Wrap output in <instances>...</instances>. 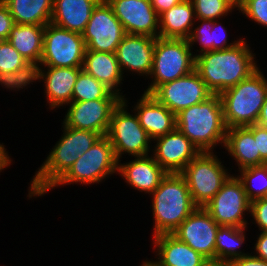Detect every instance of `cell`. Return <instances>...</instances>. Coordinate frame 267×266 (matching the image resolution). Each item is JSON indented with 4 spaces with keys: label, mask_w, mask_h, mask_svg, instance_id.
I'll use <instances>...</instances> for the list:
<instances>
[{
    "label": "cell",
    "mask_w": 267,
    "mask_h": 266,
    "mask_svg": "<svg viewBox=\"0 0 267 266\" xmlns=\"http://www.w3.org/2000/svg\"><path fill=\"white\" fill-rule=\"evenodd\" d=\"M246 39L225 50H212L195 56V70L214 94H221L249 77L259 67Z\"/></svg>",
    "instance_id": "6da1fadb"
},
{
    "label": "cell",
    "mask_w": 267,
    "mask_h": 266,
    "mask_svg": "<svg viewBox=\"0 0 267 266\" xmlns=\"http://www.w3.org/2000/svg\"><path fill=\"white\" fill-rule=\"evenodd\" d=\"M63 134L33 176L28 198L42 197L68 171L79 156L88 151L101 136L90 130L62 125Z\"/></svg>",
    "instance_id": "7a4b0ae2"
},
{
    "label": "cell",
    "mask_w": 267,
    "mask_h": 266,
    "mask_svg": "<svg viewBox=\"0 0 267 266\" xmlns=\"http://www.w3.org/2000/svg\"><path fill=\"white\" fill-rule=\"evenodd\" d=\"M179 129L200 152H213L216 146L224 147L227 127L219 94L192 105L176 114Z\"/></svg>",
    "instance_id": "3957f363"
},
{
    "label": "cell",
    "mask_w": 267,
    "mask_h": 266,
    "mask_svg": "<svg viewBox=\"0 0 267 266\" xmlns=\"http://www.w3.org/2000/svg\"><path fill=\"white\" fill-rule=\"evenodd\" d=\"M151 195L153 237L159 234H172L198 207L181 173H167Z\"/></svg>",
    "instance_id": "277c9868"
},
{
    "label": "cell",
    "mask_w": 267,
    "mask_h": 266,
    "mask_svg": "<svg viewBox=\"0 0 267 266\" xmlns=\"http://www.w3.org/2000/svg\"><path fill=\"white\" fill-rule=\"evenodd\" d=\"M259 68L220 94L227 128L256 124L267 96V77Z\"/></svg>",
    "instance_id": "5b68a950"
},
{
    "label": "cell",
    "mask_w": 267,
    "mask_h": 266,
    "mask_svg": "<svg viewBox=\"0 0 267 266\" xmlns=\"http://www.w3.org/2000/svg\"><path fill=\"white\" fill-rule=\"evenodd\" d=\"M195 56L188 39L156 38L149 76L152 81L144 93L152 94L160 85L194 71Z\"/></svg>",
    "instance_id": "8992f818"
},
{
    "label": "cell",
    "mask_w": 267,
    "mask_h": 266,
    "mask_svg": "<svg viewBox=\"0 0 267 266\" xmlns=\"http://www.w3.org/2000/svg\"><path fill=\"white\" fill-rule=\"evenodd\" d=\"M118 173V161L113 146L106 135L82 153L68 171L49 189L71 184H99L106 177Z\"/></svg>",
    "instance_id": "52a82bcc"
},
{
    "label": "cell",
    "mask_w": 267,
    "mask_h": 266,
    "mask_svg": "<svg viewBox=\"0 0 267 266\" xmlns=\"http://www.w3.org/2000/svg\"><path fill=\"white\" fill-rule=\"evenodd\" d=\"M127 98L114 109L106 136L113 146L115 157L120 161L125 153L130 156H147L152 151L153 140L140 125L137 115L128 112ZM152 141V142H151ZM151 147V148H150Z\"/></svg>",
    "instance_id": "ba28073f"
},
{
    "label": "cell",
    "mask_w": 267,
    "mask_h": 266,
    "mask_svg": "<svg viewBox=\"0 0 267 266\" xmlns=\"http://www.w3.org/2000/svg\"><path fill=\"white\" fill-rule=\"evenodd\" d=\"M225 168L214 152H200L181 172L198 207L205 206L231 176Z\"/></svg>",
    "instance_id": "9c48e42d"
},
{
    "label": "cell",
    "mask_w": 267,
    "mask_h": 266,
    "mask_svg": "<svg viewBox=\"0 0 267 266\" xmlns=\"http://www.w3.org/2000/svg\"><path fill=\"white\" fill-rule=\"evenodd\" d=\"M86 44L80 33L53 23L45 25L43 54L39 66L83 67Z\"/></svg>",
    "instance_id": "30bf717a"
},
{
    "label": "cell",
    "mask_w": 267,
    "mask_h": 266,
    "mask_svg": "<svg viewBox=\"0 0 267 266\" xmlns=\"http://www.w3.org/2000/svg\"><path fill=\"white\" fill-rule=\"evenodd\" d=\"M203 208L220 226L247 227L244 218L250 214L251 201L248 199L241 181L234 174ZM244 216V217H243Z\"/></svg>",
    "instance_id": "8fae6325"
},
{
    "label": "cell",
    "mask_w": 267,
    "mask_h": 266,
    "mask_svg": "<svg viewBox=\"0 0 267 266\" xmlns=\"http://www.w3.org/2000/svg\"><path fill=\"white\" fill-rule=\"evenodd\" d=\"M126 35L121 22L116 18L106 0H100L82 33L86 50L115 53Z\"/></svg>",
    "instance_id": "7c38bea8"
},
{
    "label": "cell",
    "mask_w": 267,
    "mask_h": 266,
    "mask_svg": "<svg viewBox=\"0 0 267 266\" xmlns=\"http://www.w3.org/2000/svg\"><path fill=\"white\" fill-rule=\"evenodd\" d=\"M213 94L194 70L176 80L160 85L151 95L176 115L185 108L200 104Z\"/></svg>",
    "instance_id": "4fadbf2b"
},
{
    "label": "cell",
    "mask_w": 267,
    "mask_h": 266,
    "mask_svg": "<svg viewBox=\"0 0 267 266\" xmlns=\"http://www.w3.org/2000/svg\"><path fill=\"white\" fill-rule=\"evenodd\" d=\"M123 98H101L71 102L63 118V125L77 130H90L104 136L108 132L114 109Z\"/></svg>",
    "instance_id": "5bb4252c"
},
{
    "label": "cell",
    "mask_w": 267,
    "mask_h": 266,
    "mask_svg": "<svg viewBox=\"0 0 267 266\" xmlns=\"http://www.w3.org/2000/svg\"><path fill=\"white\" fill-rule=\"evenodd\" d=\"M219 226L203 207H197L172 234L203 257L215 258Z\"/></svg>",
    "instance_id": "9a60e30c"
},
{
    "label": "cell",
    "mask_w": 267,
    "mask_h": 266,
    "mask_svg": "<svg viewBox=\"0 0 267 266\" xmlns=\"http://www.w3.org/2000/svg\"><path fill=\"white\" fill-rule=\"evenodd\" d=\"M126 34L159 37V16L150 0H106Z\"/></svg>",
    "instance_id": "2e32d148"
},
{
    "label": "cell",
    "mask_w": 267,
    "mask_h": 266,
    "mask_svg": "<svg viewBox=\"0 0 267 266\" xmlns=\"http://www.w3.org/2000/svg\"><path fill=\"white\" fill-rule=\"evenodd\" d=\"M151 152L167 173H181L199 153V149L177 128L154 139Z\"/></svg>",
    "instance_id": "e0dca14e"
},
{
    "label": "cell",
    "mask_w": 267,
    "mask_h": 266,
    "mask_svg": "<svg viewBox=\"0 0 267 266\" xmlns=\"http://www.w3.org/2000/svg\"><path fill=\"white\" fill-rule=\"evenodd\" d=\"M81 70L82 67L37 66L35 68L34 82L37 80L44 82V95L49 103L48 108L54 110L68 106L72 102L74 84Z\"/></svg>",
    "instance_id": "ac0fdd59"
},
{
    "label": "cell",
    "mask_w": 267,
    "mask_h": 266,
    "mask_svg": "<svg viewBox=\"0 0 267 266\" xmlns=\"http://www.w3.org/2000/svg\"><path fill=\"white\" fill-rule=\"evenodd\" d=\"M155 41V37L126 34L115 52L122 73L128 70L132 74L150 76Z\"/></svg>",
    "instance_id": "d6986e66"
},
{
    "label": "cell",
    "mask_w": 267,
    "mask_h": 266,
    "mask_svg": "<svg viewBox=\"0 0 267 266\" xmlns=\"http://www.w3.org/2000/svg\"><path fill=\"white\" fill-rule=\"evenodd\" d=\"M35 68L8 40L0 41V84L6 90L19 91L34 83ZM33 82V83H32Z\"/></svg>",
    "instance_id": "ffe728a7"
},
{
    "label": "cell",
    "mask_w": 267,
    "mask_h": 266,
    "mask_svg": "<svg viewBox=\"0 0 267 266\" xmlns=\"http://www.w3.org/2000/svg\"><path fill=\"white\" fill-rule=\"evenodd\" d=\"M118 174L131 186L144 194H151L159 185L167 172L149 155L135 157L134 160L121 163L118 162Z\"/></svg>",
    "instance_id": "44dd1931"
},
{
    "label": "cell",
    "mask_w": 267,
    "mask_h": 266,
    "mask_svg": "<svg viewBox=\"0 0 267 266\" xmlns=\"http://www.w3.org/2000/svg\"><path fill=\"white\" fill-rule=\"evenodd\" d=\"M134 106L140 125L154 140L176 128V115L165 105L160 104L151 94L143 93Z\"/></svg>",
    "instance_id": "7402d4cb"
},
{
    "label": "cell",
    "mask_w": 267,
    "mask_h": 266,
    "mask_svg": "<svg viewBox=\"0 0 267 266\" xmlns=\"http://www.w3.org/2000/svg\"><path fill=\"white\" fill-rule=\"evenodd\" d=\"M152 239L159 266H199L205 259L173 234H159Z\"/></svg>",
    "instance_id": "603a6c76"
},
{
    "label": "cell",
    "mask_w": 267,
    "mask_h": 266,
    "mask_svg": "<svg viewBox=\"0 0 267 266\" xmlns=\"http://www.w3.org/2000/svg\"><path fill=\"white\" fill-rule=\"evenodd\" d=\"M82 69L122 98L123 73L115 53L86 50Z\"/></svg>",
    "instance_id": "cb8c5ba5"
},
{
    "label": "cell",
    "mask_w": 267,
    "mask_h": 266,
    "mask_svg": "<svg viewBox=\"0 0 267 266\" xmlns=\"http://www.w3.org/2000/svg\"><path fill=\"white\" fill-rule=\"evenodd\" d=\"M100 0H54L51 23L82 34Z\"/></svg>",
    "instance_id": "d4e9b609"
},
{
    "label": "cell",
    "mask_w": 267,
    "mask_h": 266,
    "mask_svg": "<svg viewBox=\"0 0 267 266\" xmlns=\"http://www.w3.org/2000/svg\"><path fill=\"white\" fill-rule=\"evenodd\" d=\"M224 148L236 161L238 170L260 165V152H257L253 137V125L228 128Z\"/></svg>",
    "instance_id": "484cf974"
},
{
    "label": "cell",
    "mask_w": 267,
    "mask_h": 266,
    "mask_svg": "<svg viewBox=\"0 0 267 266\" xmlns=\"http://www.w3.org/2000/svg\"><path fill=\"white\" fill-rule=\"evenodd\" d=\"M195 21L193 2L183 0L159 16V37L188 39Z\"/></svg>",
    "instance_id": "4316f807"
},
{
    "label": "cell",
    "mask_w": 267,
    "mask_h": 266,
    "mask_svg": "<svg viewBox=\"0 0 267 266\" xmlns=\"http://www.w3.org/2000/svg\"><path fill=\"white\" fill-rule=\"evenodd\" d=\"M44 31L45 25L15 24L7 39L34 68L42 58Z\"/></svg>",
    "instance_id": "83f0119b"
},
{
    "label": "cell",
    "mask_w": 267,
    "mask_h": 266,
    "mask_svg": "<svg viewBox=\"0 0 267 266\" xmlns=\"http://www.w3.org/2000/svg\"><path fill=\"white\" fill-rule=\"evenodd\" d=\"M196 21L200 24H198L197 27L193 26L188 42L192 50L193 46H195L194 43L197 42L200 44V51L197 50V52H200L199 54L212 50H225L234 47L243 39L242 37L235 41H231L232 43L229 42L227 39V30L219 19H196Z\"/></svg>",
    "instance_id": "f1b7e54d"
},
{
    "label": "cell",
    "mask_w": 267,
    "mask_h": 266,
    "mask_svg": "<svg viewBox=\"0 0 267 266\" xmlns=\"http://www.w3.org/2000/svg\"><path fill=\"white\" fill-rule=\"evenodd\" d=\"M15 24L46 25L51 22L54 0H2Z\"/></svg>",
    "instance_id": "f546056e"
},
{
    "label": "cell",
    "mask_w": 267,
    "mask_h": 266,
    "mask_svg": "<svg viewBox=\"0 0 267 266\" xmlns=\"http://www.w3.org/2000/svg\"><path fill=\"white\" fill-rule=\"evenodd\" d=\"M246 229L247 227L219 226L215 239V259L228 263L233 259L252 254L240 250L246 241Z\"/></svg>",
    "instance_id": "4dcf8cb0"
},
{
    "label": "cell",
    "mask_w": 267,
    "mask_h": 266,
    "mask_svg": "<svg viewBox=\"0 0 267 266\" xmlns=\"http://www.w3.org/2000/svg\"><path fill=\"white\" fill-rule=\"evenodd\" d=\"M101 98H122L112 92L103 83L87 74L83 69L79 72L74 84L72 102L96 100Z\"/></svg>",
    "instance_id": "1f68e13d"
},
{
    "label": "cell",
    "mask_w": 267,
    "mask_h": 266,
    "mask_svg": "<svg viewBox=\"0 0 267 266\" xmlns=\"http://www.w3.org/2000/svg\"><path fill=\"white\" fill-rule=\"evenodd\" d=\"M238 172L240 175L236 176L250 201L267 197V164L244 168Z\"/></svg>",
    "instance_id": "d6a6232c"
},
{
    "label": "cell",
    "mask_w": 267,
    "mask_h": 266,
    "mask_svg": "<svg viewBox=\"0 0 267 266\" xmlns=\"http://www.w3.org/2000/svg\"><path fill=\"white\" fill-rule=\"evenodd\" d=\"M196 19L220 20L238 8V0H191Z\"/></svg>",
    "instance_id": "836d02e7"
},
{
    "label": "cell",
    "mask_w": 267,
    "mask_h": 266,
    "mask_svg": "<svg viewBox=\"0 0 267 266\" xmlns=\"http://www.w3.org/2000/svg\"><path fill=\"white\" fill-rule=\"evenodd\" d=\"M237 10L267 29V0H238Z\"/></svg>",
    "instance_id": "e575fe53"
},
{
    "label": "cell",
    "mask_w": 267,
    "mask_h": 266,
    "mask_svg": "<svg viewBox=\"0 0 267 266\" xmlns=\"http://www.w3.org/2000/svg\"><path fill=\"white\" fill-rule=\"evenodd\" d=\"M250 213L259 230L267 231V197L251 201Z\"/></svg>",
    "instance_id": "d590c367"
},
{
    "label": "cell",
    "mask_w": 267,
    "mask_h": 266,
    "mask_svg": "<svg viewBox=\"0 0 267 266\" xmlns=\"http://www.w3.org/2000/svg\"><path fill=\"white\" fill-rule=\"evenodd\" d=\"M253 137L256 141L257 152H260V165L267 164V129L253 124Z\"/></svg>",
    "instance_id": "8d00e7d4"
},
{
    "label": "cell",
    "mask_w": 267,
    "mask_h": 266,
    "mask_svg": "<svg viewBox=\"0 0 267 266\" xmlns=\"http://www.w3.org/2000/svg\"><path fill=\"white\" fill-rule=\"evenodd\" d=\"M14 25L15 22L10 14L9 8L0 0V41L8 39L10 30Z\"/></svg>",
    "instance_id": "74e56055"
},
{
    "label": "cell",
    "mask_w": 267,
    "mask_h": 266,
    "mask_svg": "<svg viewBox=\"0 0 267 266\" xmlns=\"http://www.w3.org/2000/svg\"><path fill=\"white\" fill-rule=\"evenodd\" d=\"M228 266H267V261L259 259L253 254L233 259L227 263Z\"/></svg>",
    "instance_id": "f35d334b"
},
{
    "label": "cell",
    "mask_w": 267,
    "mask_h": 266,
    "mask_svg": "<svg viewBox=\"0 0 267 266\" xmlns=\"http://www.w3.org/2000/svg\"><path fill=\"white\" fill-rule=\"evenodd\" d=\"M253 249L256 252L253 256L267 261V231L260 232Z\"/></svg>",
    "instance_id": "ab89813d"
},
{
    "label": "cell",
    "mask_w": 267,
    "mask_h": 266,
    "mask_svg": "<svg viewBox=\"0 0 267 266\" xmlns=\"http://www.w3.org/2000/svg\"><path fill=\"white\" fill-rule=\"evenodd\" d=\"M150 1L157 15L160 16L162 13L169 10L173 6L181 3L183 0H150Z\"/></svg>",
    "instance_id": "60d3db41"
},
{
    "label": "cell",
    "mask_w": 267,
    "mask_h": 266,
    "mask_svg": "<svg viewBox=\"0 0 267 266\" xmlns=\"http://www.w3.org/2000/svg\"><path fill=\"white\" fill-rule=\"evenodd\" d=\"M5 148V145L3 143H0V172L2 170H5L7 167H9L12 163V160L8 154V151Z\"/></svg>",
    "instance_id": "b9f144b4"
},
{
    "label": "cell",
    "mask_w": 267,
    "mask_h": 266,
    "mask_svg": "<svg viewBox=\"0 0 267 266\" xmlns=\"http://www.w3.org/2000/svg\"><path fill=\"white\" fill-rule=\"evenodd\" d=\"M256 124L263 127L264 129H267V96L261 108V112H260V115H259V118Z\"/></svg>",
    "instance_id": "7bdbcfd3"
},
{
    "label": "cell",
    "mask_w": 267,
    "mask_h": 266,
    "mask_svg": "<svg viewBox=\"0 0 267 266\" xmlns=\"http://www.w3.org/2000/svg\"><path fill=\"white\" fill-rule=\"evenodd\" d=\"M199 266H228L227 263L215 258H205Z\"/></svg>",
    "instance_id": "ee69618b"
},
{
    "label": "cell",
    "mask_w": 267,
    "mask_h": 266,
    "mask_svg": "<svg viewBox=\"0 0 267 266\" xmlns=\"http://www.w3.org/2000/svg\"><path fill=\"white\" fill-rule=\"evenodd\" d=\"M139 266H159L154 260H143Z\"/></svg>",
    "instance_id": "f6af8a7d"
}]
</instances>
